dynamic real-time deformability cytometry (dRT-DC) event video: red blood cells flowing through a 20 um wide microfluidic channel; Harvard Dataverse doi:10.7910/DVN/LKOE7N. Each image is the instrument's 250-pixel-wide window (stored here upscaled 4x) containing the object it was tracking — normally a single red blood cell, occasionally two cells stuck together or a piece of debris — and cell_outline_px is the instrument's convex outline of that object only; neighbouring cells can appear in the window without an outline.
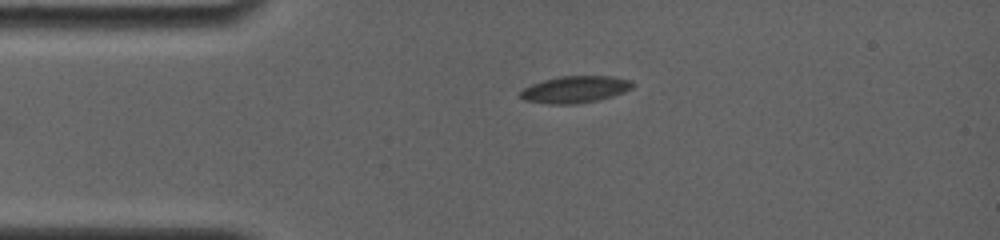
{"species": "common noctule bat (a hibernating species)", "species_latin": "Nyctalus noctula", "temperature_condition": "room temperature", "stored_images_in_passage": 7, "camera_frame_rate_fps": 4000, "um_per_image_px": 0.085, "animal": {"sex": "female", "body_mass_g": 19.0, "forearm_length_mm": 56.7}, "frame": {"image": 1, "passage_image": 1, "time_ms": 0.0, "image_size_px": [1000, 240], "cell_outline_px": [[636, 84], [632, 88], [624, 92], [612, 96], [596, 100], [576, 104], [548, 104], [524, 100], [520, 96], [520, 92], [524, 88], [532, 84], [544, 80], [560, 76], [612, 76], [632, 80]], "centroid_in_image_um": [48.91, 7.6], "position_along_channel_um": 36.1, "area_um2": 17.57}}
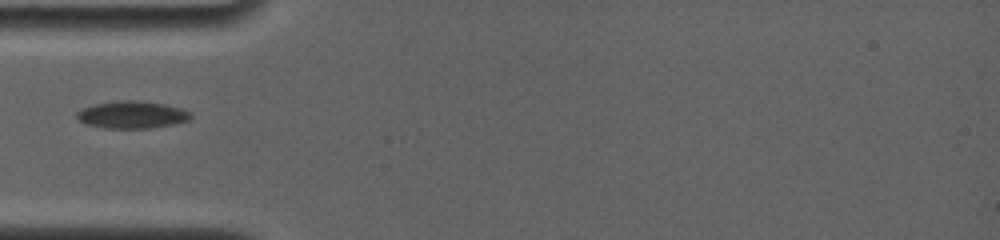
{"frame": {"image": 2, "passage_image": 4, "time_ms": 1.75, "image_size_px": [1000, 240], "cell_outline_px": [[192, 116], [188, 120], [176, 124], [152, 128], [104, 128], [88, 124], [80, 120], [76, 116], [76, 112], [84, 108], [96, 104], [116, 100], [136, 100], [164, 104], [184, 108], [192, 112]], "centroid_in_image_um": [11.29, 9.75], "position_along_channel_um": 73.7, "area_um2": 18.21}}
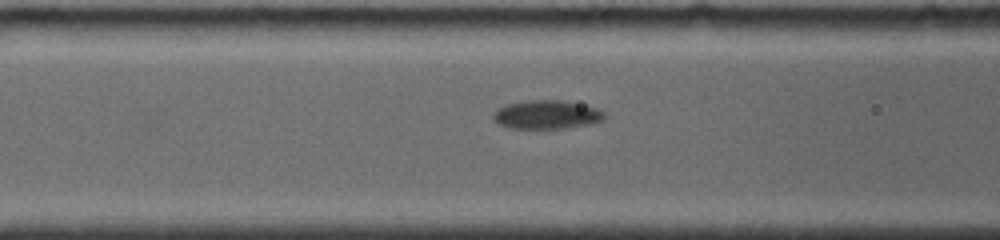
{"frame": {"image": 3, "passage_image": 6, "time_ms": 3.0, "image_size_px": [1000, 240], "cell_outline_px": [[604, 120], [588, 124], [568, 128], [508, 128], [496, 124], [492, 120], [492, 112], [508, 104], [524, 100], [560, 100], [596, 108], [604, 112]], "centroid_in_image_um": [46.4, 9.75], "position_along_channel_um": 120.2, "area_um2": 18.55}}